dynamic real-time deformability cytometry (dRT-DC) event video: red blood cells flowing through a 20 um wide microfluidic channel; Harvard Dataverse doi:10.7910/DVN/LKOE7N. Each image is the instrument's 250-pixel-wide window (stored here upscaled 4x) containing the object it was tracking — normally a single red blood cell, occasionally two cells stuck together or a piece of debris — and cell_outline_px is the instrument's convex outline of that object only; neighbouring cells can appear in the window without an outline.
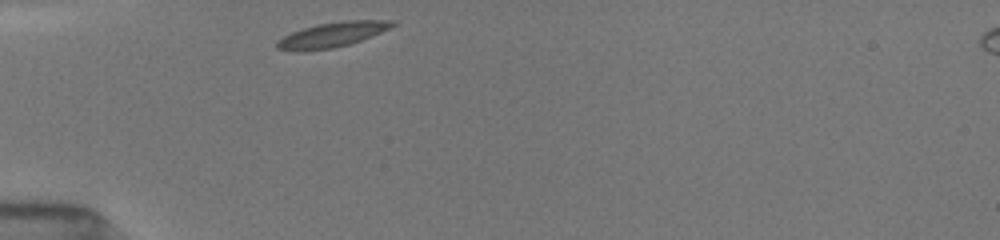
{"species": "common noctule bat (a hibernating species)", "species_latin": "Nyctalus noctula", "temperature_condition": "room temperature", "stored_images_in_passage": 9, "camera_frame_rate_fps": 3000, "um_per_image_px": 0.085, "animal": {"sex": "female", "body_mass_g": 19.5, "forearm_length_mm": 54.1}, "frame": {"image": 1, "passage_image": 1, "time_ms": 0.0, "image_size_px": [1000, 240], "cell_outline_px": [[396, 24], [372, 36], [348, 44], [332, 48], [300, 52], [296, 52], [276, 48], [276, 40], [292, 32], [304, 28], [320, 24], [344, 20], [396, 20]], "centroid_in_image_um": [28.2, 2.96], "position_along_channel_um": 56.8, "area_um2": 16.65}}
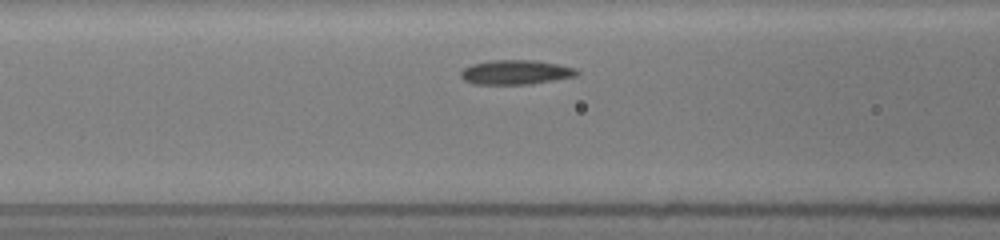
{"frame": {"image": 2, "passage_image": 6, "time_ms": 2.0, "image_size_px": [1000, 240], "cell_outline_px": [[580, 72], [576, 76], [532, 84], [472, 84], [464, 80], [460, 76], [460, 72], [464, 68], [472, 64], [492, 60], [536, 60], [576, 68]], "centroid_in_image_um": [43.83, 6.14], "position_along_channel_um": 122.8, "area_um2": 16.59}}
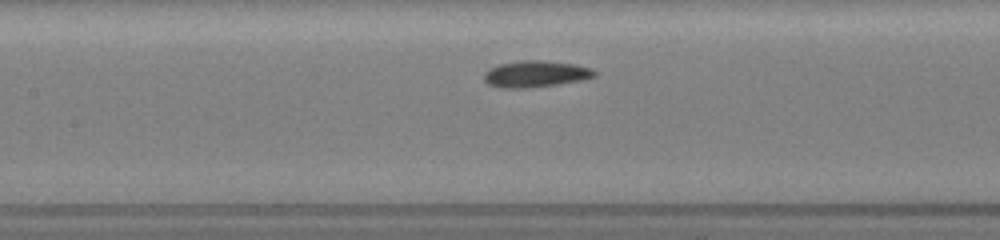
{"frame": {"image": 3, "passage_image": 9, "time_ms": 3.0, "image_size_px": [1000, 240], "cell_outline_px": [[596, 76], [580, 80], [556, 84], [528, 88], [500, 88], [488, 84], [484, 80], [484, 72], [488, 68], [500, 64], [520, 60], [540, 60], [576, 64], [592, 68], [596, 72]], "centroid_in_image_um": [45.5, 6.28], "position_along_channel_um": 161.9, "area_um2": 17.11}}